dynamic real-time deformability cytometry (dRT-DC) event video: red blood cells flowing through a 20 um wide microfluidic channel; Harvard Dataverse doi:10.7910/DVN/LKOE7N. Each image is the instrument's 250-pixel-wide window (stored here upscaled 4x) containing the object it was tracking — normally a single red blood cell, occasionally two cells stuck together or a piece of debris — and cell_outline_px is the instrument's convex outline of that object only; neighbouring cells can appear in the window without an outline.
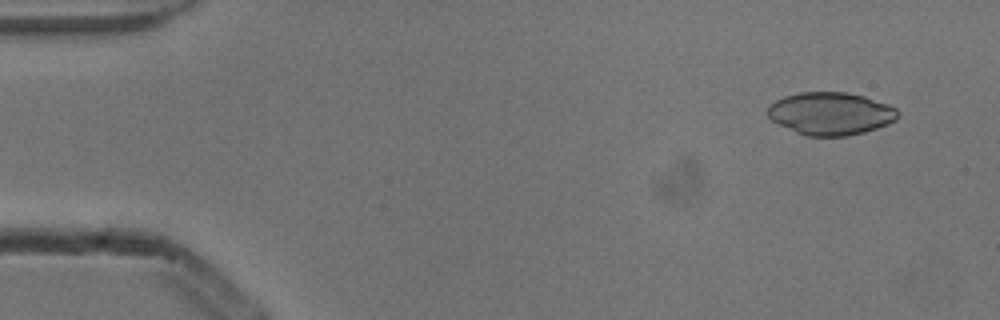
{"species": "common noctule bat (a hibernating species)", "species_latin": "Nyctalus noctula", "temperature_condition": "cold", "stored_images_in_passage": 5, "camera_frame_rate_fps": 3000, "um_per_image_px": 0.085, "animal": {"sex": "male", "body_mass_g": 13.3}, "frame": {"image": 1, "passage_image": 1, "time_ms": 0.0, "image_size_px": [1000, 320], "cell_outline_px": [[900, 112], [896, 120], [888, 124], [864, 132], [848, 136], [808, 136], [796, 132], [772, 120], [768, 116], [768, 104], [784, 96], [800, 92], [848, 92], [864, 96], [888, 104], [896, 108]], "centroid_in_image_um": [70.62, 9.64], "position_along_channel_um": 14.4, "area_um2": 32.43}}